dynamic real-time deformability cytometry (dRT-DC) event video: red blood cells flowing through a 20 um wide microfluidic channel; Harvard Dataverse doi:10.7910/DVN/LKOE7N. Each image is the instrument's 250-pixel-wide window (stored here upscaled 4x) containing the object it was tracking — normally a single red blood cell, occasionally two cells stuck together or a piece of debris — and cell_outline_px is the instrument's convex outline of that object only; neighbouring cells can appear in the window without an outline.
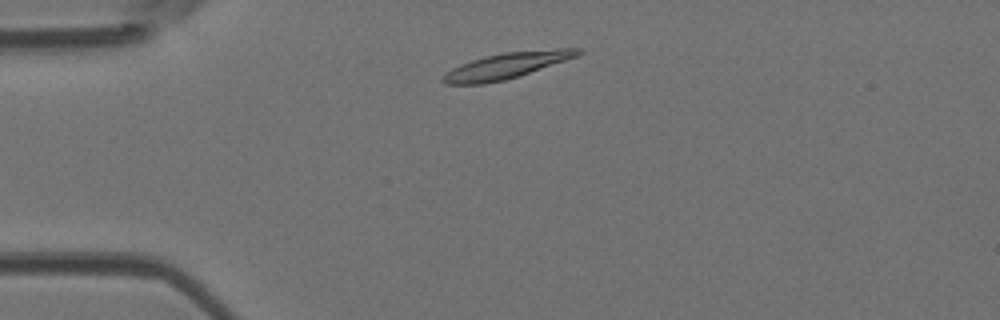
{"species": "Egyptian fruit bat (a non-hibernating species)", "species_latin": "Rousettus aegyptiacus", "temperature_condition": "room temperature", "stored_images_in_passage": 2, "camera_frame_rate_fps": 3000, "um_per_image_px": 0.085, "animal": {"sex": "female"}, "frame": {"image": 1, "passage_image": 1, "time_ms": 0.0, "image_size_px": [1000, 320], "cell_outline_px": [[584, 52], [576, 56], [520, 76], [504, 80], [484, 84], [444, 84], [440, 80], [452, 68], [460, 64], [484, 56], [504, 52], [556, 48], [584, 48]], "centroid_in_image_um": [43.08, 5.57], "position_along_channel_um": 41.9, "area_um2": 20.4}}